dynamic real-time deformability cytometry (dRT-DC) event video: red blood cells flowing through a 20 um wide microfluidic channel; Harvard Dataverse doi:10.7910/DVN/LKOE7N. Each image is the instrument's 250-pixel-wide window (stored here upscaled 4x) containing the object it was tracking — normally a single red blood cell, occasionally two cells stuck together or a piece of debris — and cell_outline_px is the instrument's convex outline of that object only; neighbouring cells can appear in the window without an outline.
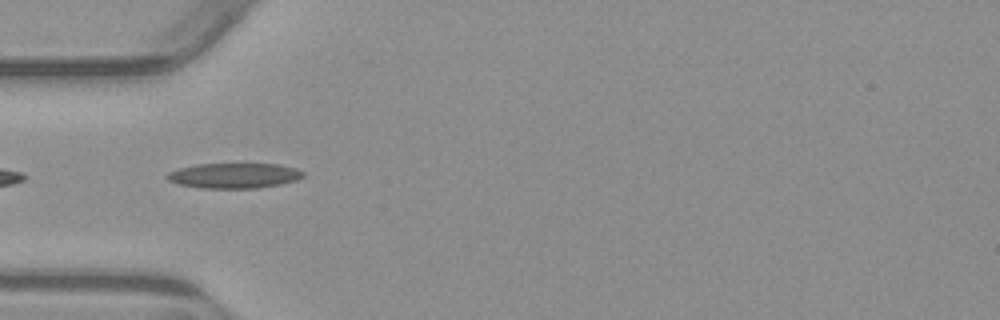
{"species": "common noctule bat (a hibernating species)", "species_latin": "Nyctalus noctula", "temperature_condition": "warm", "stored_images_in_passage": 6, "camera_frame_rate_fps": 3000, "um_per_image_px": 0.085, "animal": {"sex": "male", "body_mass_g": 23.1, "forearm_length_mm": 52.7}, "frame": {"image": 1, "passage_image": 5, "time_ms": 4.667, "image_size_px": [1000, 320], "cell_outline_px": [[304, 176], [296, 180], [280, 184], [256, 188], [200, 188], [180, 184], [168, 180], [164, 176], [168, 172], [180, 168], [196, 164], [276, 164], [296, 168], [304, 172]], "centroid_in_image_um": [19.89, 14.92], "position_along_channel_um": 65.1, "area_um2": 19.88}}
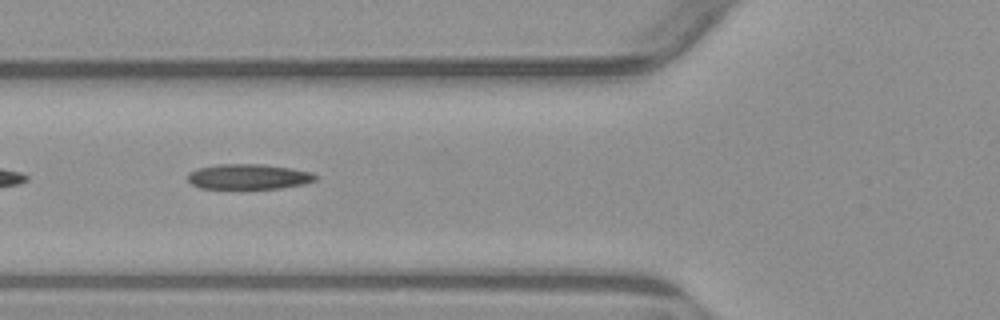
{"frame": {"image": 2, "passage_image": 6, "time_ms": 5.667, "image_size_px": [1000, 320], "cell_outline_px": [[320, 176], [316, 180], [304, 184], [280, 188], [200, 188], [192, 184], [188, 180], [188, 172], [196, 168], [216, 164], [264, 164], [292, 168], [312, 172]], "centroid_in_image_um": [21.15, 15.0], "position_along_channel_um": 104.7, "area_um2": 18.96}}